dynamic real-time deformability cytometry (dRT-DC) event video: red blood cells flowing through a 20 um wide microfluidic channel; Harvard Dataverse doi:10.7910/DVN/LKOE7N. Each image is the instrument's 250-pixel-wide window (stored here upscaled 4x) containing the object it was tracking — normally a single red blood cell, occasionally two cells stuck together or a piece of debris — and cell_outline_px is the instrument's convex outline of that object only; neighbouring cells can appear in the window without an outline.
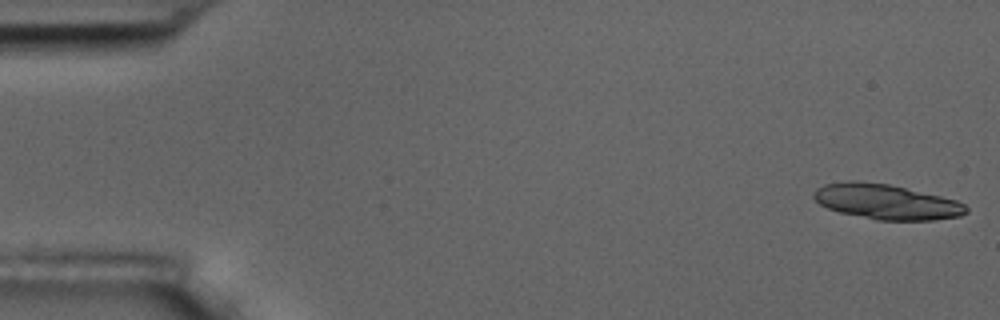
{"species": "common noctule bat (a hibernating species)", "species_latin": "Nyctalus noctula", "temperature_condition": "room temperature", "stored_images_in_passage": 5, "camera_frame_rate_fps": 3000, "um_per_image_px": 0.085, "animal": {"sex": "male", "body_mass_g": 17.5, "forearm_length_mm": 52.3}, "frame": {"image": 1, "passage_image": 1, "time_ms": 0.0, "image_size_px": [1000, 320], "cell_outline_px": [[968, 212], [960, 216], [932, 220], [876, 220], [840, 212], [828, 208], [820, 204], [812, 196], [816, 188], [824, 184], [848, 180], [856, 180], [888, 184], [940, 196], [956, 200], [964, 204], [968, 208]], "centroid_in_image_um": [75.31, 17.14], "position_along_channel_um": 9.7, "area_um2": 31.1}}